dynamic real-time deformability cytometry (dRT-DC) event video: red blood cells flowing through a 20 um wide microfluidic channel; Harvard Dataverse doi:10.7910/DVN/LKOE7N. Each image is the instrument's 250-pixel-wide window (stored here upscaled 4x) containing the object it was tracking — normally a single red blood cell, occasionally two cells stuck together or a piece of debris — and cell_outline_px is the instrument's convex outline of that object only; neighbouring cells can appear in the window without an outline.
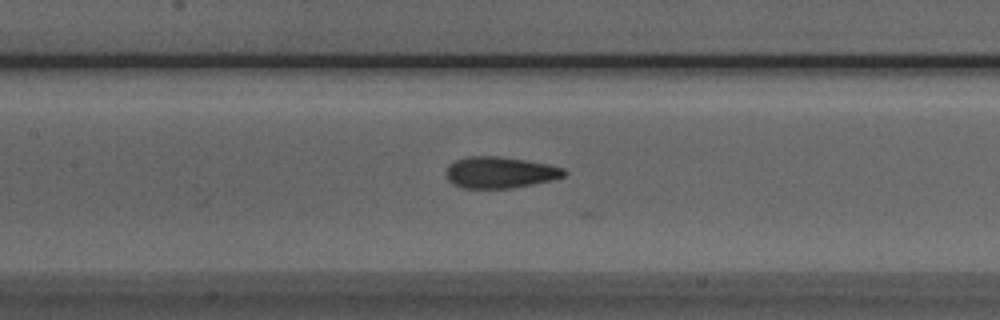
{"species": "Egyptian fruit bat (a non-hibernating species)", "species_latin": "Rousettus aegyptiacus", "temperature_condition": "room temperature", "stored_images_in_passage": 21, "camera_frame_rate_fps": 3000, "um_per_image_px": 0.085, "animal": {"sex": "male"}, "frame": {"image": 1, "passage_image": 12, "time_ms": 3.667, "image_size_px": [1000, 320], "cell_outline_px": [[568, 172], [564, 176], [552, 180], [512, 188], [460, 188], [452, 184], [444, 176], [444, 172], [448, 164], [456, 160], [468, 156], [496, 156], [524, 160], [548, 164], [564, 168]], "centroid_in_image_um": [42.44, 14.66], "position_along_channel_um": 165.0, "area_um2": 21.79}}
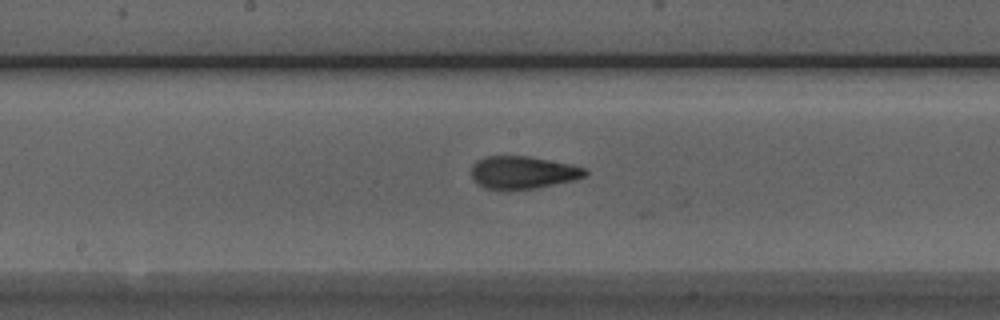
{"frame": {"image": 2, "passage_image": 15, "time_ms": 4.667, "image_size_px": [1000, 320], "cell_outline_px": [[588, 176], [576, 180], [536, 188], [508, 192], [500, 192], [484, 188], [476, 184], [472, 180], [472, 164], [476, 160], [484, 156], [528, 156], [572, 164], [584, 168], [588, 172]], "centroid_in_image_um": [44.41, 14.7], "position_along_channel_um": 203.8, "area_um2": 22.54}}
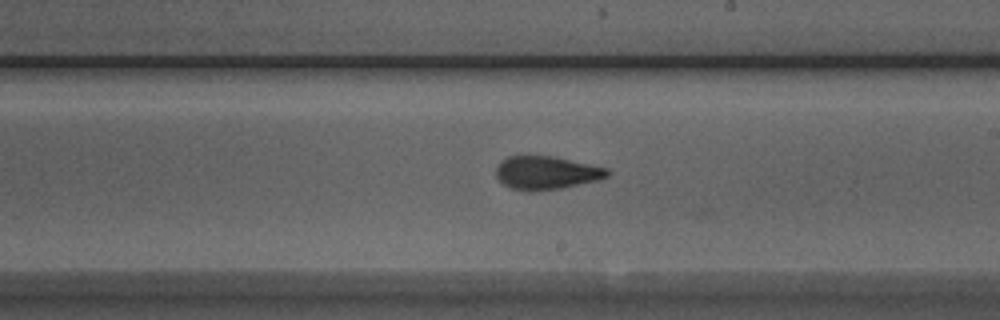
{"frame": {"image": 3, "passage_image": 18, "time_ms": 5.667, "image_size_px": [1000, 320], "cell_outline_px": [[612, 172], [608, 176], [600, 180], [560, 188], [528, 192], [512, 188], [504, 184], [496, 176], [496, 168], [500, 160], [508, 156], [524, 152], [556, 156], [608, 168]], "centroid_in_image_um": [46.42, 14.63], "position_along_channel_um": 242.6, "area_um2": 22.48}}